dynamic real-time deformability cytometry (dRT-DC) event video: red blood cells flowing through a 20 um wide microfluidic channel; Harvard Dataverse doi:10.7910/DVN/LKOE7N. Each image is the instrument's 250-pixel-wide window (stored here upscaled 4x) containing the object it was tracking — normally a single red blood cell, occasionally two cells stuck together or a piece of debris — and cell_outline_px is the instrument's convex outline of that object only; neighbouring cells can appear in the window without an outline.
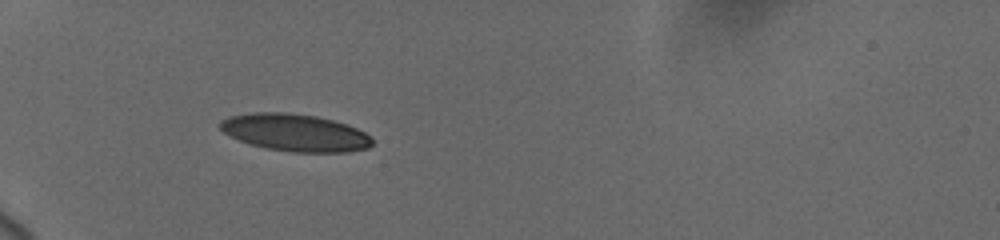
{"species": "human", "species_latin": "Homo sapiens", "temperature_condition": "cold", "stored_images_in_passage": 2, "camera_frame_rate_fps": 3000, "um_per_image_px": 0.085, "donor": {"sex": "female"}, "frame": {"image": 1, "passage_image": 1, "time_ms": 0.0, "image_size_px": [1000, 240], "cell_outline_px": [[372, 144], [368, 148], [348, 152], [292, 152], [264, 148], [240, 140], [224, 132], [220, 128], [220, 120], [228, 116], [252, 112], [284, 112], [316, 116], [332, 120], [356, 128], [372, 136]], "centroid_in_image_um": [25.08, 11.27], "position_along_channel_um": 59.9, "area_um2": 32.95}}